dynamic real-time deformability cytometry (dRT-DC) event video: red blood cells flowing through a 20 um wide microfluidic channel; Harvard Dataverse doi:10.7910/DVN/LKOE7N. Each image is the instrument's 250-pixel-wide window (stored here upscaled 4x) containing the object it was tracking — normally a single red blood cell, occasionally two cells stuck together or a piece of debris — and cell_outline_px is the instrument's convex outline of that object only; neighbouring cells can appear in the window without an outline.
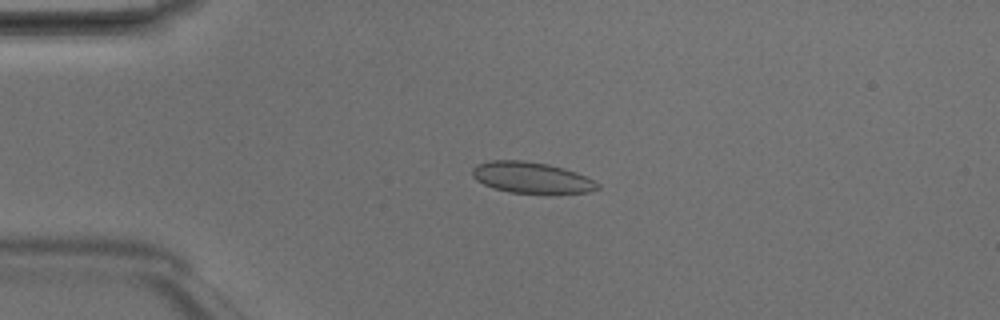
{"species": "Egyptian fruit bat (a non-hibernating species)", "species_latin": "Rousettus aegyptiacus", "temperature_condition": "room temperature", "stored_images_in_passage": 49, "camera_frame_rate_fps": 3000, "um_per_image_px": 0.085, "animal": {"sex": "male"}, "frame": {"image": 1, "passage_image": 12, "time_ms": 3.667, "image_size_px": [1000, 320], "cell_outline_px": [[600, 188], [592, 192], [552, 196], [544, 196], [512, 192], [492, 188], [476, 180], [472, 176], [472, 168], [476, 164], [488, 160], [524, 160], [548, 164], [564, 168], [576, 172], [600, 184]], "centroid_in_image_um": [45.22, 15.14], "position_along_channel_um": 39.8, "area_um2": 23.76}}
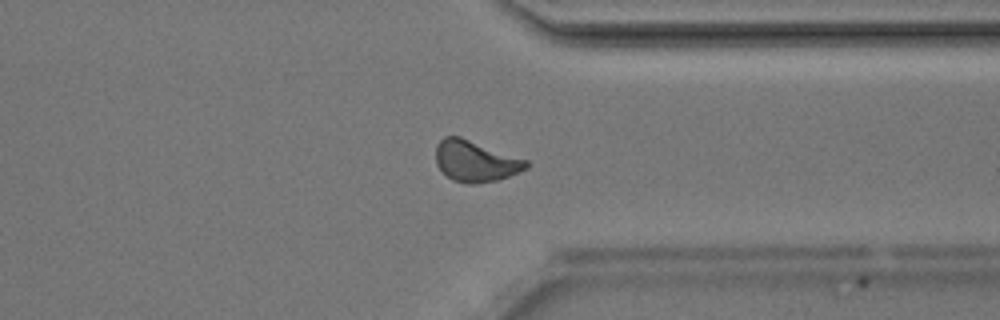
{"frame": {"image": 2, "passage_image": 38, "time_ms": 12.333, "image_size_px": [1000, 320], "cell_outline_px": [[528, 168], [520, 172], [496, 180], [468, 184], [452, 180], [440, 172], [436, 164], [436, 144], [444, 136], [460, 136], [528, 160]], "centroid_in_image_um": [40.38, 13.69], "position_along_channel_um": 371.0, "area_um2": 21.79}}
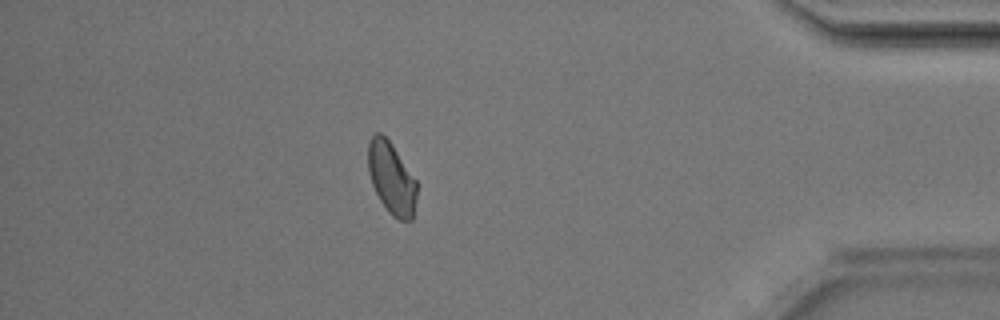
{"frame": {"image": 3, "passage_image": 43, "time_ms": 14.0, "image_size_px": [1000, 320], "cell_outline_px": [[416, 200], [412, 220], [400, 220], [392, 216], [388, 212], [380, 200], [372, 184], [368, 172], [368, 140], [376, 132], [380, 132], [392, 144], [416, 180]], "centroid_in_image_um": [33.26, 15.14], "position_along_channel_um": 401.9, "area_um2": 20.35}, "authors_computed_cell_mechanics": {"area_um2": 21.675, "velocity_mm_per_s": 4.1772, "shape_relaxation_time_tau1_ms": 2.705, "shape_relaxation_time_tau2_ms": 1.6691, "deformation_change_tau1": 0.0728, "deformation_change_tau2": 0.0698}}